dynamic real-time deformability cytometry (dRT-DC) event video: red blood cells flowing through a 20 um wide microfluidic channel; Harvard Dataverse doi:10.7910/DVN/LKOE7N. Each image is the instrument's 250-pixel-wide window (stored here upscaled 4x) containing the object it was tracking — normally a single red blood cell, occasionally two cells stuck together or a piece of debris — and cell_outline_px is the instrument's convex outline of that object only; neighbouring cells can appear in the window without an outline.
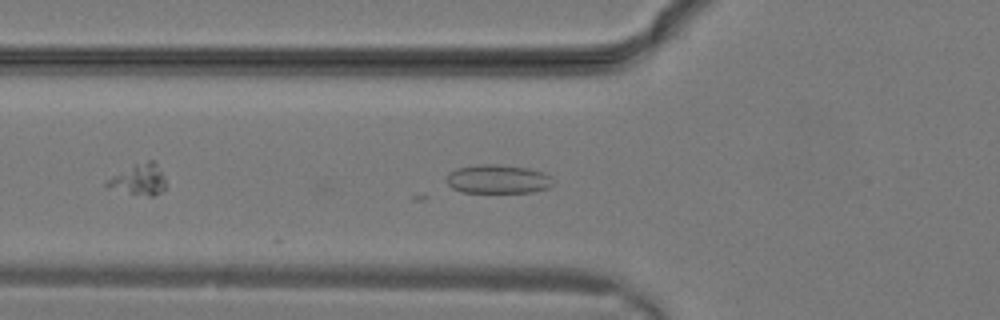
{"species": "common noctule bat (a hibernating species)", "species_latin": "Nyctalus noctula", "temperature_condition": "warm", "stored_images_in_passage": 20, "camera_frame_rate_fps": 3000, "um_per_image_px": 0.085, "animal": {"sex": "male", "body_mass_g": 19.2, "forearm_length_mm": 51.8}, "frame": {"image": 1, "passage_image": 3, "time_ms": 0.667, "image_size_px": [1000, 320], "cell_outline_px": [[552, 184], [548, 188], [532, 192], [460, 192], [452, 188], [444, 180], [448, 172], [456, 168], [476, 164], [500, 164], [528, 168], [544, 172], [548, 176]], "centroid_in_image_um": [42.24, 15.21], "position_along_channel_um": 83.6, "area_um2": 18.03}}
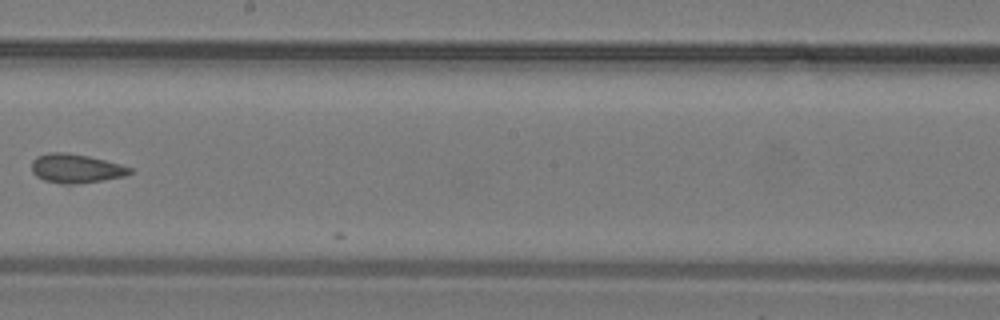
{"frame": {"image": 2, "passage_image": 10, "time_ms": 3.0, "image_size_px": [1000, 320], "cell_outline_px": [[132, 172], [124, 176], [100, 180], [72, 184], [64, 184], [44, 180], [36, 176], [32, 172], [32, 160], [36, 156], [48, 152], [68, 152], [88, 156], [120, 164], [132, 168]], "centroid_in_image_um": [6.41, 14.3], "position_along_channel_um": 241.8, "area_um2": 16.47}}
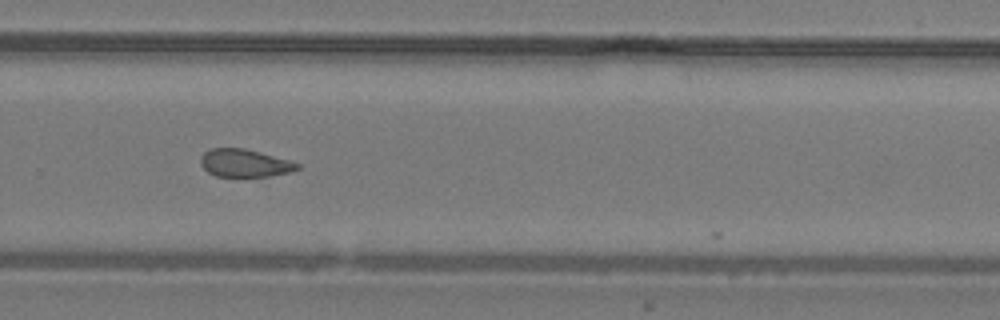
{"frame": {"image": 3, "passage_image": 13, "time_ms": 4.0, "image_size_px": [1000, 320], "cell_outline_px": [[300, 168], [292, 172], [268, 176], [216, 176], [208, 172], [200, 164], [200, 156], [208, 148], [244, 148], [260, 152], [288, 160], [300, 164]], "centroid_in_image_um": [20.77, 13.85], "position_along_channel_um": 309.0, "area_um2": 15.66}}